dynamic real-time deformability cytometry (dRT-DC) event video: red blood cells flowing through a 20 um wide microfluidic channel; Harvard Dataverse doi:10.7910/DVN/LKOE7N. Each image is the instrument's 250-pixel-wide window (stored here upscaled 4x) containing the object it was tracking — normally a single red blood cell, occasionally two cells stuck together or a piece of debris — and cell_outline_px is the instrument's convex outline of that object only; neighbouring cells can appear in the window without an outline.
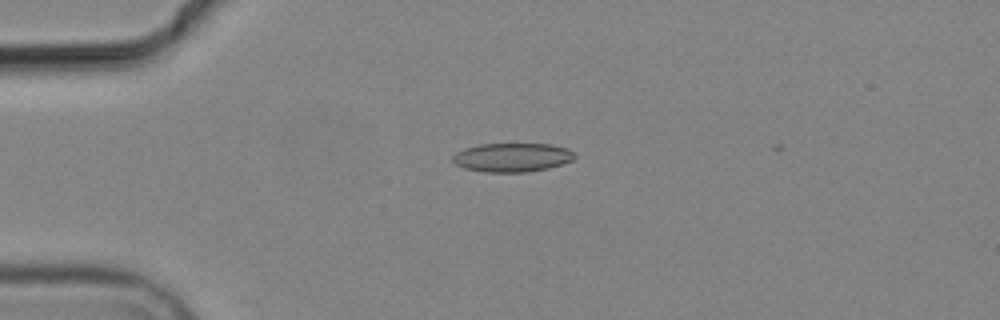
{"species": "common noctule bat (a hibernating species)", "species_latin": "Nyctalus noctula", "temperature_condition": "cold", "stored_images_in_passage": 4, "camera_frame_rate_fps": 3000, "um_per_image_px": 0.085, "animal": {"sex": "male", "body_mass_g": 19.2, "forearm_length_mm": 51.8}, "frame": {"image": 1, "passage_image": 3, "time_ms": 3.333, "image_size_px": [1000, 320], "cell_outline_px": [[576, 156], [572, 160], [548, 168], [528, 172], [484, 172], [464, 168], [456, 164], [452, 160], [452, 156], [456, 152], [464, 148], [480, 144], [552, 144], [568, 148]], "centroid_in_image_um": [43.52, 13.38], "position_along_channel_um": 41.5, "area_um2": 20.52}}